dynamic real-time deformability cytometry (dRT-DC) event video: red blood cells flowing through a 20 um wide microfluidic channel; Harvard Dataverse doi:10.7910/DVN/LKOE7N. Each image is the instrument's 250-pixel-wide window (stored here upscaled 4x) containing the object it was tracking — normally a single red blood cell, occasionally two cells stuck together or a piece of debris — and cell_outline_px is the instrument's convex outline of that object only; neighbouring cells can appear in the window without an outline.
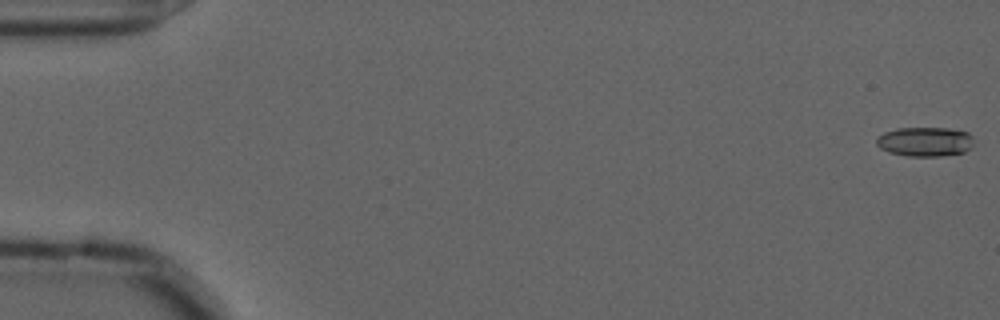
{"species": "common noctule bat (a hibernating species)", "species_latin": "Nyctalus noctula", "temperature_condition": "cold", "stored_images_in_passage": 57, "camera_frame_rate_fps": 3000, "um_per_image_px": 0.085, "animal": {"sex": "male", "forearm_length_mm": 52.5}, "frame": {"image": 1, "passage_image": 1, "time_ms": 0.0, "image_size_px": [1000, 320], "cell_outline_px": [[972, 148], [964, 152], [940, 156], [908, 156], [888, 152], [880, 148], [876, 144], [876, 136], [884, 132], [896, 128], [948, 128], [968, 132], [972, 136]], "centroid_in_image_um": [78.6, 12.04], "position_along_channel_um": 6.4, "area_um2": 16.82}}
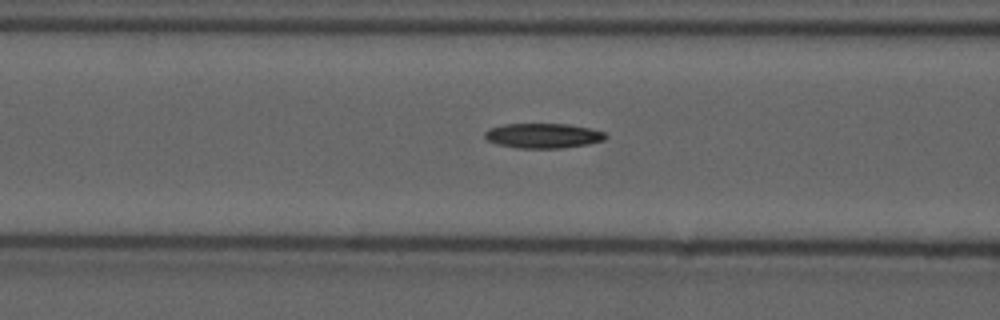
{"frame": {"image": 2, "passage_image": 23, "time_ms": 7.333, "image_size_px": [1000, 320], "cell_outline_px": [[608, 136], [604, 140], [588, 144], [560, 148], [516, 148], [500, 144], [488, 140], [484, 136], [484, 132], [488, 128], [504, 124], [568, 124], [588, 128], [604, 132]], "centroid_in_image_um": [46.16, 11.53], "position_along_channel_um": 120.4, "area_um2": 17.4}}
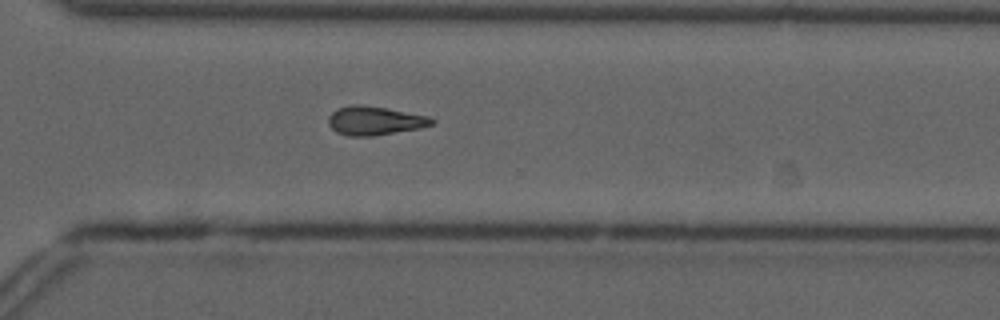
{"frame": {"image": 3, "passage_image": 41, "time_ms": 13.333, "image_size_px": [1000, 320], "cell_outline_px": [[436, 120], [432, 124], [420, 128], [372, 136], [348, 136], [336, 132], [328, 124], [328, 116], [336, 108], [352, 104], [356, 104], [384, 108], [428, 116]], "centroid_in_image_um": [31.81, 10.26], "position_along_channel_um": 338.8, "area_um2": 17.22}}